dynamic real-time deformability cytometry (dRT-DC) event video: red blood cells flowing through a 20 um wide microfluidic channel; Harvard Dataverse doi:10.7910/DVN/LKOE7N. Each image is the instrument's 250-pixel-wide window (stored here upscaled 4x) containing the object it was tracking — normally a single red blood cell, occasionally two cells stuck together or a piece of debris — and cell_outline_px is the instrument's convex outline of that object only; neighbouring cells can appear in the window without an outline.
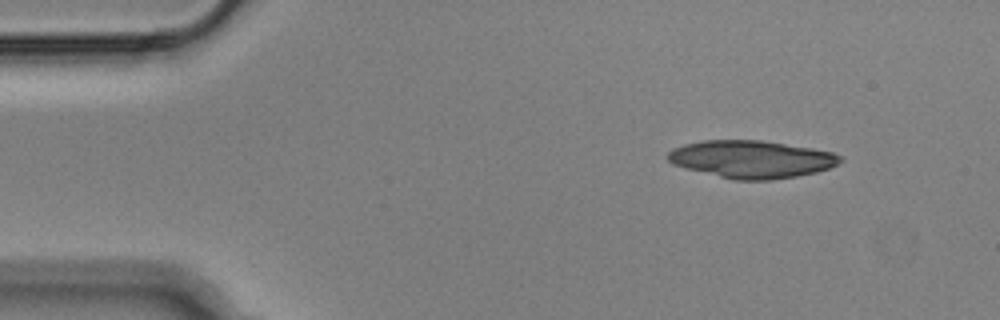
{"species": "Egyptian fruit bat (a non-hibernating species)", "species_latin": "Rousettus aegyptiacus", "temperature_condition": "cold", "stored_images_in_passage": 8, "camera_frame_rate_fps": 3000, "um_per_image_px": 0.085, "animal": {"sex": "male"}, "frame": {"image": 1, "passage_image": 1, "time_ms": 0.0, "image_size_px": [1000, 320], "cell_outline_px": [[844, 160], [828, 168], [816, 172], [796, 176], [768, 180], [736, 180], [684, 168], [672, 164], [668, 160], [668, 152], [672, 148], [684, 144], [704, 140], [760, 140], [812, 148], [832, 152], [844, 156]], "centroid_in_image_um": [63.88, 13.53], "position_along_channel_um": 21.1, "area_um2": 37.63}}